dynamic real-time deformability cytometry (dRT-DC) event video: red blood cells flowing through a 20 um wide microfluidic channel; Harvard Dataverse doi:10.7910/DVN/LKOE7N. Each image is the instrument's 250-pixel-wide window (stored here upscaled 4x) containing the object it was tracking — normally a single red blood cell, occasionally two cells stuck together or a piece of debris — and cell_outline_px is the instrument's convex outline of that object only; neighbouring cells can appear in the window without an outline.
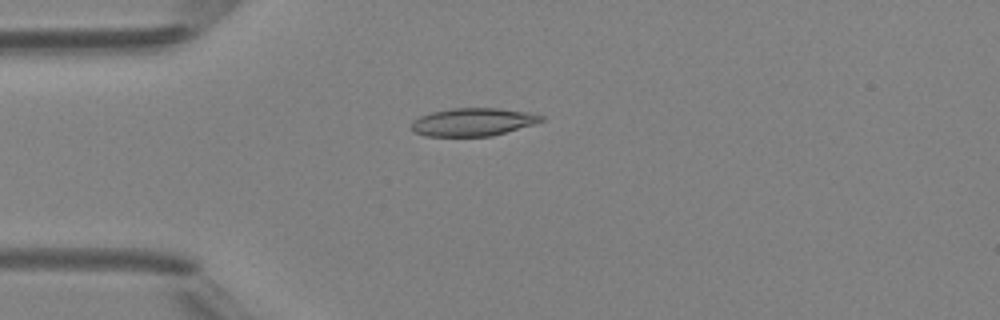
{"species": "Egyptian fruit bat (a non-hibernating species)", "species_latin": "Rousettus aegyptiacus", "temperature_condition": "room temperature", "stored_images_in_passage": 5, "camera_frame_rate_fps": 3000, "um_per_image_px": 0.085, "animal": {"sex": "female"}, "frame": {"image": 1, "passage_image": 5, "time_ms": 5.667, "image_size_px": [1000, 320], "cell_outline_px": [[544, 120], [536, 124], [492, 136], [424, 136], [416, 132], [412, 128], [412, 120], [420, 116], [432, 112], [452, 108], [500, 108], [528, 112], [544, 116]], "centroid_in_image_um": [40.24, 10.37], "position_along_channel_um": 44.8, "area_um2": 21.21}}